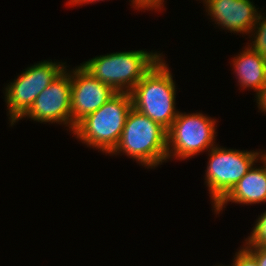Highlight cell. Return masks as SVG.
<instances>
[{
    "label": "cell",
    "instance_id": "obj_9",
    "mask_svg": "<svg viewBox=\"0 0 266 266\" xmlns=\"http://www.w3.org/2000/svg\"><path fill=\"white\" fill-rule=\"evenodd\" d=\"M117 92L100 82L80 63L71 69V131L87 115L98 110Z\"/></svg>",
    "mask_w": 266,
    "mask_h": 266
},
{
    "label": "cell",
    "instance_id": "obj_15",
    "mask_svg": "<svg viewBox=\"0 0 266 266\" xmlns=\"http://www.w3.org/2000/svg\"><path fill=\"white\" fill-rule=\"evenodd\" d=\"M232 261L231 266H258L255 256L244 245L235 253Z\"/></svg>",
    "mask_w": 266,
    "mask_h": 266
},
{
    "label": "cell",
    "instance_id": "obj_20",
    "mask_svg": "<svg viewBox=\"0 0 266 266\" xmlns=\"http://www.w3.org/2000/svg\"><path fill=\"white\" fill-rule=\"evenodd\" d=\"M259 160H260L259 163H262V165L266 169V150L265 151H260L259 150Z\"/></svg>",
    "mask_w": 266,
    "mask_h": 266
},
{
    "label": "cell",
    "instance_id": "obj_14",
    "mask_svg": "<svg viewBox=\"0 0 266 266\" xmlns=\"http://www.w3.org/2000/svg\"><path fill=\"white\" fill-rule=\"evenodd\" d=\"M244 241V244L266 246V211L258 216L251 234Z\"/></svg>",
    "mask_w": 266,
    "mask_h": 266
},
{
    "label": "cell",
    "instance_id": "obj_17",
    "mask_svg": "<svg viewBox=\"0 0 266 266\" xmlns=\"http://www.w3.org/2000/svg\"><path fill=\"white\" fill-rule=\"evenodd\" d=\"M254 256L258 266H266V246L243 244Z\"/></svg>",
    "mask_w": 266,
    "mask_h": 266
},
{
    "label": "cell",
    "instance_id": "obj_11",
    "mask_svg": "<svg viewBox=\"0 0 266 266\" xmlns=\"http://www.w3.org/2000/svg\"><path fill=\"white\" fill-rule=\"evenodd\" d=\"M253 205L266 202V169L254 164L235 186L213 207L219 215L228 203Z\"/></svg>",
    "mask_w": 266,
    "mask_h": 266
},
{
    "label": "cell",
    "instance_id": "obj_12",
    "mask_svg": "<svg viewBox=\"0 0 266 266\" xmlns=\"http://www.w3.org/2000/svg\"><path fill=\"white\" fill-rule=\"evenodd\" d=\"M239 53L231 61L237 84L243 90L253 89L257 97L266 84V59L249 45Z\"/></svg>",
    "mask_w": 266,
    "mask_h": 266
},
{
    "label": "cell",
    "instance_id": "obj_5",
    "mask_svg": "<svg viewBox=\"0 0 266 266\" xmlns=\"http://www.w3.org/2000/svg\"><path fill=\"white\" fill-rule=\"evenodd\" d=\"M215 118L202 112L178 113L167 131V161L185 160L208 152L216 146L217 124Z\"/></svg>",
    "mask_w": 266,
    "mask_h": 266
},
{
    "label": "cell",
    "instance_id": "obj_3",
    "mask_svg": "<svg viewBox=\"0 0 266 266\" xmlns=\"http://www.w3.org/2000/svg\"><path fill=\"white\" fill-rule=\"evenodd\" d=\"M132 107L131 94L117 92L98 110L83 118L71 133L87 147L110 154L119 143Z\"/></svg>",
    "mask_w": 266,
    "mask_h": 266
},
{
    "label": "cell",
    "instance_id": "obj_10",
    "mask_svg": "<svg viewBox=\"0 0 266 266\" xmlns=\"http://www.w3.org/2000/svg\"><path fill=\"white\" fill-rule=\"evenodd\" d=\"M210 20L230 33L249 34L258 21L261 10L253 0H202Z\"/></svg>",
    "mask_w": 266,
    "mask_h": 266
},
{
    "label": "cell",
    "instance_id": "obj_16",
    "mask_svg": "<svg viewBox=\"0 0 266 266\" xmlns=\"http://www.w3.org/2000/svg\"><path fill=\"white\" fill-rule=\"evenodd\" d=\"M131 5L133 8L136 10H155L156 11H161L165 5L164 0H130Z\"/></svg>",
    "mask_w": 266,
    "mask_h": 266
},
{
    "label": "cell",
    "instance_id": "obj_19",
    "mask_svg": "<svg viewBox=\"0 0 266 266\" xmlns=\"http://www.w3.org/2000/svg\"><path fill=\"white\" fill-rule=\"evenodd\" d=\"M99 1H104V0H69L68 2H66V6L67 4L70 6V7H73V6H76V5H85V4H90L93 2L96 3V2H99Z\"/></svg>",
    "mask_w": 266,
    "mask_h": 266
},
{
    "label": "cell",
    "instance_id": "obj_2",
    "mask_svg": "<svg viewBox=\"0 0 266 266\" xmlns=\"http://www.w3.org/2000/svg\"><path fill=\"white\" fill-rule=\"evenodd\" d=\"M164 56L130 92L132 106L167 131L179 111L176 109V82Z\"/></svg>",
    "mask_w": 266,
    "mask_h": 266
},
{
    "label": "cell",
    "instance_id": "obj_18",
    "mask_svg": "<svg viewBox=\"0 0 266 266\" xmlns=\"http://www.w3.org/2000/svg\"><path fill=\"white\" fill-rule=\"evenodd\" d=\"M255 98H256L255 100L258 106L257 107L258 110L265 114L266 113V84L263 87L260 94Z\"/></svg>",
    "mask_w": 266,
    "mask_h": 266
},
{
    "label": "cell",
    "instance_id": "obj_13",
    "mask_svg": "<svg viewBox=\"0 0 266 266\" xmlns=\"http://www.w3.org/2000/svg\"><path fill=\"white\" fill-rule=\"evenodd\" d=\"M264 14V16L262 15ZM266 13H260L258 21L249 34L250 43H247L255 52L266 59Z\"/></svg>",
    "mask_w": 266,
    "mask_h": 266
},
{
    "label": "cell",
    "instance_id": "obj_8",
    "mask_svg": "<svg viewBox=\"0 0 266 266\" xmlns=\"http://www.w3.org/2000/svg\"><path fill=\"white\" fill-rule=\"evenodd\" d=\"M67 68L36 97L19 120L27 117L43 124H63L71 132V70Z\"/></svg>",
    "mask_w": 266,
    "mask_h": 266
},
{
    "label": "cell",
    "instance_id": "obj_1",
    "mask_svg": "<svg viewBox=\"0 0 266 266\" xmlns=\"http://www.w3.org/2000/svg\"><path fill=\"white\" fill-rule=\"evenodd\" d=\"M167 130L145 114L131 108L121 138L109 154H125L147 169L167 162Z\"/></svg>",
    "mask_w": 266,
    "mask_h": 266
},
{
    "label": "cell",
    "instance_id": "obj_6",
    "mask_svg": "<svg viewBox=\"0 0 266 266\" xmlns=\"http://www.w3.org/2000/svg\"><path fill=\"white\" fill-rule=\"evenodd\" d=\"M214 146L208 151L205 184L214 207L252 168L259 163V151Z\"/></svg>",
    "mask_w": 266,
    "mask_h": 266
},
{
    "label": "cell",
    "instance_id": "obj_4",
    "mask_svg": "<svg viewBox=\"0 0 266 266\" xmlns=\"http://www.w3.org/2000/svg\"><path fill=\"white\" fill-rule=\"evenodd\" d=\"M163 56L152 50H128L95 56L81 65L116 92L130 93Z\"/></svg>",
    "mask_w": 266,
    "mask_h": 266
},
{
    "label": "cell",
    "instance_id": "obj_7",
    "mask_svg": "<svg viewBox=\"0 0 266 266\" xmlns=\"http://www.w3.org/2000/svg\"><path fill=\"white\" fill-rule=\"evenodd\" d=\"M66 63L52 60L39 61L24 69L5 86L9 126H14L30 109L36 97L66 68Z\"/></svg>",
    "mask_w": 266,
    "mask_h": 266
}]
</instances>
